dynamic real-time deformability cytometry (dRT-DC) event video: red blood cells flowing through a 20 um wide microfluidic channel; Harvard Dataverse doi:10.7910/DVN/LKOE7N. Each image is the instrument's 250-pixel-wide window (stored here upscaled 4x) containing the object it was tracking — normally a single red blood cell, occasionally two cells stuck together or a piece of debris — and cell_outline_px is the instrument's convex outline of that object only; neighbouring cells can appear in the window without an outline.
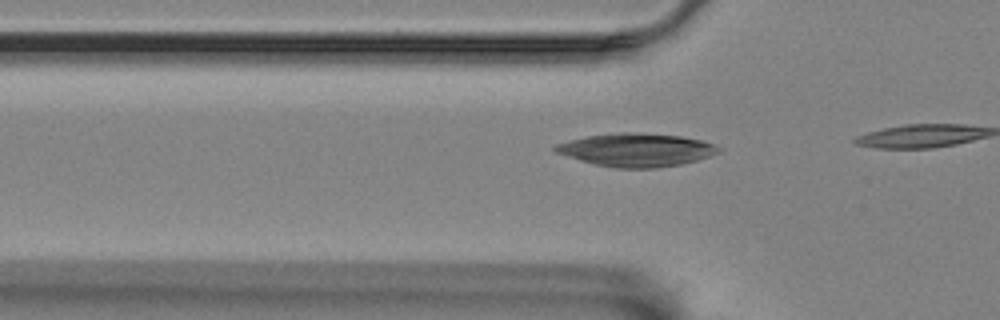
{"species": "Egyptian fruit bat (a non-hibernating species)", "species_latin": "Rousettus aegyptiacus", "temperature_condition": "room temperature", "stored_images_in_passage": 5, "camera_frame_rate_fps": 3000, "um_per_image_px": 0.085, "animal": {"sex": "female"}, "frame": {"image": 1, "passage_image": 3, "time_ms": 0.667, "image_size_px": [1000, 320], "cell_outline_px": [[724, 148], [720, 152], [696, 160], [680, 164], [660, 168], [616, 168], [596, 164], [580, 160], [556, 152], [552, 148], [556, 144], [568, 140], [588, 136], [620, 132], [632, 132], [680, 136], [700, 140], [716, 144]], "centroid_in_image_um": [54.12, 12.74], "position_along_channel_um": 71.7, "area_um2": 31.44}}